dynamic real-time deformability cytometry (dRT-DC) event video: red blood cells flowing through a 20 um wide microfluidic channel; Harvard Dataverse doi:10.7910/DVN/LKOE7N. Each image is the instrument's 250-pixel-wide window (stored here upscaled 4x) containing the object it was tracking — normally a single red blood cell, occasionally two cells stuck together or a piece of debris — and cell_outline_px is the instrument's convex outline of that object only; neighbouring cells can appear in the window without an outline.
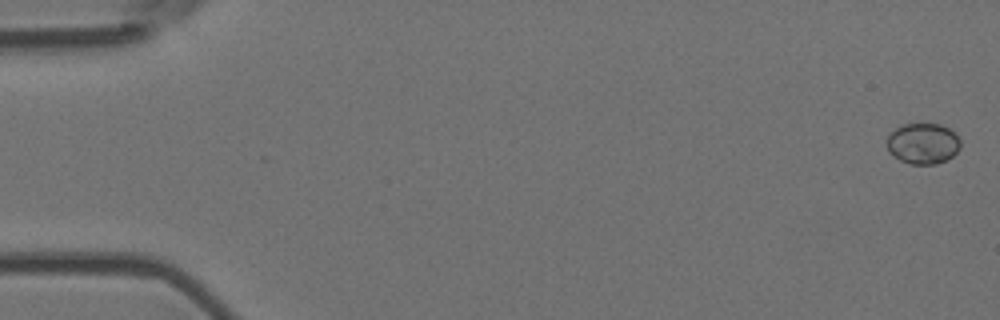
{"species": "Egyptian fruit bat (a non-hibernating species)", "species_latin": "Rousettus aegyptiacus", "temperature_condition": "room temperature", "stored_images_in_passage": 5, "camera_frame_rate_fps": 3000, "um_per_image_px": 0.085, "animal": {"sex": "female"}, "frame": {"image": 1, "passage_image": 1, "time_ms": 0.0, "image_size_px": [1000, 320], "cell_outline_px": [[960, 148], [952, 156], [936, 164], [908, 164], [900, 160], [888, 152], [888, 132], [904, 124], [940, 124], [956, 132], [960, 140]], "centroid_in_image_um": [78.45, 12.19], "position_along_channel_um": 6.6, "area_um2": 17.57}}
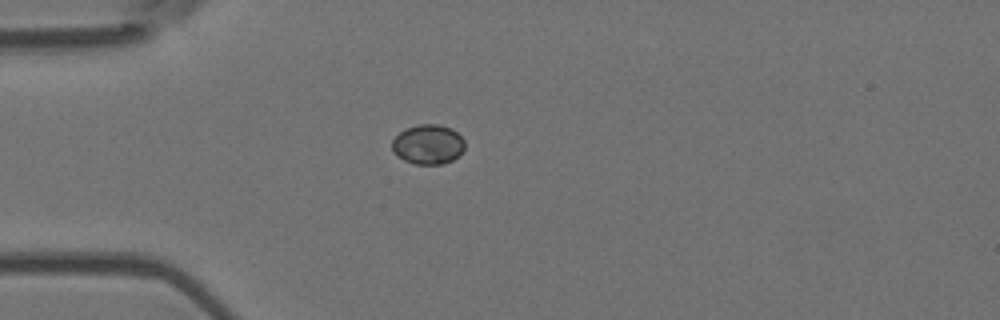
{"frame": {"image": 2, "passage_image": 5, "time_ms": 1.333, "image_size_px": [1000, 320], "cell_outline_px": [[464, 148], [452, 160], [444, 164], [416, 164], [404, 160], [396, 156], [392, 152], [392, 140], [404, 128], [416, 124], [440, 124], [452, 128], [464, 140]], "centroid_in_image_um": [36.35, 12.26], "position_along_channel_um": 48.7, "area_um2": 16.94}}